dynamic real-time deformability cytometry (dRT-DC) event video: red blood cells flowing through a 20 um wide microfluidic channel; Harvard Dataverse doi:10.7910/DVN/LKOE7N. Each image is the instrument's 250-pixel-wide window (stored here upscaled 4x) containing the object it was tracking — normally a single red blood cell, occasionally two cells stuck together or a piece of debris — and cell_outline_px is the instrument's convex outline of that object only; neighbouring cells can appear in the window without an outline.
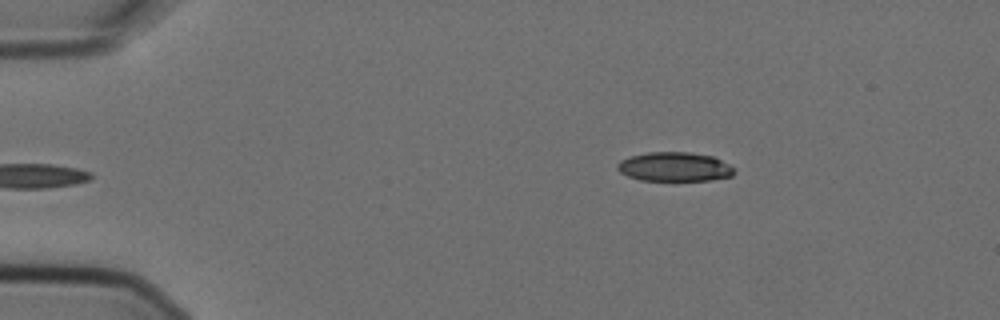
{"species": "Egyptian fruit bat (a non-hibernating species)", "species_latin": "Rousettus aegyptiacus", "temperature_condition": "cold", "stored_images_in_passage": 5, "camera_frame_rate_fps": 3000, "um_per_image_px": 0.085, "animal": {"sex": "female"}, "frame": {"image": 1, "passage_image": 5, "time_ms": 1.333, "image_size_px": [1000, 320], "cell_outline_px": [[736, 172], [732, 176], [712, 180], [640, 180], [628, 176], [620, 172], [616, 168], [616, 164], [620, 160], [628, 156], [648, 152], [688, 152], [712, 156], [728, 164]], "centroid_in_image_um": [57.3, 14.17], "position_along_channel_um": 27.7, "area_um2": 19.88}}